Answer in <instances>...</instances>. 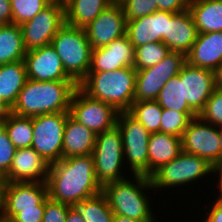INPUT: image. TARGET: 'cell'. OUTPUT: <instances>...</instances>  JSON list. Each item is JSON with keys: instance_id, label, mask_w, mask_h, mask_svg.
I'll list each match as a JSON object with an SVG mask.
<instances>
[{"instance_id": "27", "label": "cell", "mask_w": 222, "mask_h": 222, "mask_svg": "<svg viewBox=\"0 0 222 222\" xmlns=\"http://www.w3.org/2000/svg\"><path fill=\"white\" fill-rule=\"evenodd\" d=\"M112 3V0H66L65 23L85 28Z\"/></svg>"}, {"instance_id": "41", "label": "cell", "mask_w": 222, "mask_h": 222, "mask_svg": "<svg viewBox=\"0 0 222 222\" xmlns=\"http://www.w3.org/2000/svg\"><path fill=\"white\" fill-rule=\"evenodd\" d=\"M191 0H156L157 9L171 12V13H180L189 9Z\"/></svg>"}, {"instance_id": "1", "label": "cell", "mask_w": 222, "mask_h": 222, "mask_svg": "<svg viewBox=\"0 0 222 222\" xmlns=\"http://www.w3.org/2000/svg\"><path fill=\"white\" fill-rule=\"evenodd\" d=\"M48 197L56 202L76 206L102 193L96 180L92 154L64 158L49 165Z\"/></svg>"}, {"instance_id": "48", "label": "cell", "mask_w": 222, "mask_h": 222, "mask_svg": "<svg viewBox=\"0 0 222 222\" xmlns=\"http://www.w3.org/2000/svg\"><path fill=\"white\" fill-rule=\"evenodd\" d=\"M217 88L222 92V68L216 73Z\"/></svg>"}, {"instance_id": "38", "label": "cell", "mask_w": 222, "mask_h": 222, "mask_svg": "<svg viewBox=\"0 0 222 222\" xmlns=\"http://www.w3.org/2000/svg\"><path fill=\"white\" fill-rule=\"evenodd\" d=\"M17 148L9 139L5 128L0 126V174L4 177L10 168Z\"/></svg>"}, {"instance_id": "16", "label": "cell", "mask_w": 222, "mask_h": 222, "mask_svg": "<svg viewBox=\"0 0 222 222\" xmlns=\"http://www.w3.org/2000/svg\"><path fill=\"white\" fill-rule=\"evenodd\" d=\"M126 17L120 3L113 2L85 27L92 49L103 47L126 35Z\"/></svg>"}, {"instance_id": "47", "label": "cell", "mask_w": 222, "mask_h": 222, "mask_svg": "<svg viewBox=\"0 0 222 222\" xmlns=\"http://www.w3.org/2000/svg\"><path fill=\"white\" fill-rule=\"evenodd\" d=\"M215 173H217L219 175L218 177H220L218 179L219 184L216 183L218 185V188H219L218 192H220V193H218V195H217L218 197H217L216 200L222 201V164L214 167V173L213 174L215 175Z\"/></svg>"}, {"instance_id": "17", "label": "cell", "mask_w": 222, "mask_h": 222, "mask_svg": "<svg viewBox=\"0 0 222 222\" xmlns=\"http://www.w3.org/2000/svg\"><path fill=\"white\" fill-rule=\"evenodd\" d=\"M23 61L28 79L42 82L72 80L51 44L27 51Z\"/></svg>"}, {"instance_id": "52", "label": "cell", "mask_w": 222, "mask_h": 222, "mask_svg": "<svg viewBox=\"0 0 222 222\" xmlns=\"http://www.w3.org/2000/svg\"><path fill=\"white\" fill-rule=\"evenodd\" d=\"M122 0H112V2L120 3Z\"/></svg>"}, {"instance_id": "11", "label": "cell", "mask_w": 222, "mask_h": 222, "mask_svg": "<svg viewBox=\"0 0 222 222\" xmlns=\"http://www.w3.org/2000/svg\"><path fill=\"white\" fill-rule=\"evenodd\" d=\"M64 24V3L52 1L32 20L20 25L26 51L50 45L53 37Z\"/></svg>"}, {"instance_id": "40", "label": "cell", "mask_w": 222, "mask_h": 222, "mask_svg": "<svg viewBox=\"0 0 222 222\" xmlns=\"http://www.w3.org/2000/svg\"><path fill=\"white\" fill-rule=\"evenodd\" d=\"M45 210V199L37 206V209H19L8 222H42Z\"/></svg>"}, {"instance_id": "8", "label": "cell", "mask_w": 222, "mask_h": 222, "mask_svg": "<svg viewBox=\"0 0 222 222\" xmlns=\"http://www.w3.org/2000/svg\"><path fill=\"white\" fill-rule=\"evenodd\" d=\"M116 125L123 140L124 161L132 175L148 177V130L127 111L119 112Z\"/></svg>"}, {"instance_id": "13", "label": "cell", "mask_w": 222, "mask_h": 222, "mask_svg": "<svg viewBox=\"0 0 222 222\" xmlns=\"http://www.w3.org/2000/svg\"><path fill=\"white\" fill-rule=\"evenodd\" d=\"M219 127L193 118L181 136L182 151L197 155L211 165H221Z\"/></svg>"}, {"instance_id": "53", "label": "cell", "mask_w": 222, "mask_h": 222, "mask_svg": "<svg viewBox=\"0 0 222 222\" xmlns=\"http://www.w3.org/2000/svg\"><path fill=\"white\" fill-rule=\"evenodd\" d=\"M52 1H59V2H65L66 0H52Z\"/></svg>"}, {"instance_id": "35", "label": "cell", "mask_w": 222, "mask_h": 222, "mask_svg": "<svg viewBox=\"0 0 222 222\" xmlns=\"http://www.w3.org/2000/svg\"><path fill=\"white\" fill-rule=\"evenodd\" d=\"M51 2L52 0H10L12 23L20 26L32 20Z\"/></svg>"}, {"instance_id": "19", "label": "cell", "mask_w": 222, "mask_h": 222, "mask_svg": "<svg viewBox=\"0 0 222 222\" xmlns=\"http://www.w3.org/2000/svg\"><path fill=\"white\" fill-rule=\"evenodd\" d=\"M49 164L32 148L16 150L5 183L11 182H43L46 183Z\"/></svg>"}, {"instance_id": "37", "label": "cell", "mask_w": 222, "mask_h": 222, "mask_svg": "<svg viewBox=\"0 0 222 222\" xmlns=\"http://www.w3.org/2000/svg\"><path fill=\"white\" fill-rule=\"evenodd\" d=\"M126 20H134L146 15H151L157 11L156 0H122Z\"/></svg>"}, {"instance_id": "9", "label": "cell", "mask_w": 222, "mask_h": 222, "mask_svg": "<svg viewBox=\"0 0 222 222\" xmlns=\"http://www.w3.org/2000/svg\"><path fill=\"white\" fill-rule=\"evenodd\" d=\"M69 112H57L32 117L31 147L50 165L62 159L65 123Z\"/></svg>"}, {"instance_id": "54", "label": "cell", "mask_w": 222, "mask_h": 222, "mask_svg": "<svg viewBox=\"0 0 222 222\" xmlns=\"http://www.w3.org/2000/svg\"><path fill=\"white\" fill-rule=\"evenodd\" d=\"M0 222H5L4 219L0 216Z\"/></svg>"}, {"instance_id": "15", "label": "cell", "mask_w": 222, "mask_h": 222, "mask_svg": "<svg viewBox=\"0 0 222 222\" xmlns=\"http://www.w3.org/2000/svg\"><path fill=\"white\" fill-rule=\"evenodd\" d=\"M180 81H183V99L199 114L217 88L216 72L186 62L180 70Z\"/></svg>"}, {"instance_id": "51", "label": "cell", "mask_w": 222, "mask_h": 222, "mask_svg": "<svg viewBox=\"0 0 222 222\" xmlns=\"http://www.w3.org/2000/svg\"><path fill=\"white\" fill-rule=\"evenodd\" d=\"M0 182H5L4 177L0 174Z\"/></svg>"}, {"instance_id": "45", "label": "cell", "mask_w": 222, "mask_h": 222, "mask_svg": "<svg viewBox=\"0 0 222 222\" xmlns=\"http://www.w3.org/2000/svg\"><path fill=\"white\" fill-rule=\"evenodd\" d=\"M11 114V107H9L5 102L0 101V123L2 124L7 120Z\"/></svg>"}, {"instance_id": "36", "label": "cell", "mask_w": 222, "mask_h": 222, "mask_svg": "<svg viewBox=\"0 0 222 222\" xmlns=\"http://www.w3.org/2000/svg\"><path fill=\"white\" fill-rule=\"evenodd\" d=\"M198 116L205 122L222 127V92L216 88Z\"/></svg>"}, {"instance_id": "4", "label": "cell", "mask_w": 222, "mask_h": 222, "mask_svg": "<svg viewBox=\"0 0 222 222\" xmlns=\"http://www.w3.org/2000/svg\"><path fill=\"white\" fill-rule=\"evenodd\" d=\"M133 178L106 183L102 186V194L115 215L135 220L151 219L155 214L150 208V198L144 193L152 191L150 177L133 175Z\"/></svg>"}, {"instance_id": "14", "label": "cell", "mask_w": 222, "mask_h": 222, "mask_svg": "<svg viewBox=\"0 0 222 222\" xmlns=\"http://www.w3.org/2000/svg\"><path fill=\"white\" fill-rule=\"evenodd\" d=\"M47 196V184L43 182L4 183L0 216L8 222L19 209H37Z\"/></svg>"}, {"instance_id": "12", "label": "cell", "mask_w": 222, "mask_h": 222, "mask_svg": "<svg viewBox=\"0 0 222 222\" xmlns=\"http://www.w3.org/2000/svg\"><path fill=\"white\" fill-rule=\"evenodd\" d=\"M69 113L97 135L116 125L119 112L112 105L91 98L77 87L71 98Z\"/></svg>"}, {"instance_id": "20", "label": "cell", "mask_w": 222, "mask_h": 222, "mask_svg": "<svg viewBox=\"0 0 222 222\" xmlns=\"http://www.w3.org/2000/svg\"><path fill=\"white\" fill-rule=\"evenodd\" d=\"M175 13L157 10L134 20L126 21V35L134 48L150 42H163L166 38L167 21Z\"/></svg>"}, {"instance_id": "25", "label": "cell", "mask_w": 222, "mask_h": 222, "mask_svg": "<svg viewBox=\"0 0 222 222\" xmlns=\"http://www.w3.org/2000/svg\"><path fill=\"white\" fill-rule=\"evenodd\" d=\"M27 80L23 60L0 65V101L12 108Z\"/></svg>"}, {"instance_id": "22", "label": "cell", "mask_w": 222, "mask_h": 222, "mask_svg": "<svg viewBox=\"0 0 222 222\" xmlns=\"http://www.w3.org/2000/svg\"><path fill=\"white\" fill-rule=\"evenodd\" d=\"M198 32L189 9L175 13L167 21L166 38L163 43L170 51L187 55L195 43Z\"/></svg>"}, {"instance_id": "24", "label": "cell", "mask_w": 222, "mask_h": 222, "mask_svg": "<svg viewBox=\"0 0 222 222\" xmlns=\"http://www.w3.org/2000/svg\"><path fill=\"white\" fill-rule=\"evenodd\" d=\"M181 152L180 137L163 132L151 134L148 141V177Z\"/></svg>"}, {"instance_id": "28", "label": "cell", "mask_w": 222, "mask_h": 222, "mask_svg": "<svg viewBox=\"0 0 222 222\" xmlns=\"http://www.w3.org/2000/svg\"><path fill=\"white\" fill-rule=\"evenodd\" d=\"M26 52L20 26L0 25V65L23 60Z\"/></svg>"}, {"instance_id": "49", "label": "cell", "mask_w": 222, "mask_h": 222, "mask_svg": "<svg viewBox=\"0 0 222 222\" xmlns=\"http://www.w3.org/2000/svg\"><path fill=\"white\" fill-rule=\"evenodd\" d=\"M5 182H0V215H1V207H2V190Z\"/></svg>"}, {"instance_id": "7", "label": "cell", "mask_w": 222, "mask_h": 222, "mask_svg": "<svg viewBox=\"0 0 222 222\" xmlns=\"http://www.w3.org/2000/svg\"><path fill=\"white\" fill-rule=\"evenodd\" d=\"M214 173V166L193 154L181 152L175 159L161 166L151 176L153 190L186 186Z\"/></svg>"}, {"instance_id": "18", "label": "cell", "mask_w": 222, "mask_h": 222, "mask_svg": "<svg viewBox=\"0 0 222 222\" xmlns=\"http://www.w3.org/2000/svg\"><path fill=\"white\" fill-rule=\"evenodd\" d=\"M135 48L124 35L106 46L92 49L89 72H109L134 66Z\"/></svg>"}, {"instance_id": "30", "label": "cell", "mask_w": 222, "mask_h": 222, "mask_svg": "<svg viewBox=\"0 0 222 222\" xmlns=\"http://www.w3.org/2000/svg\"><path fill=\"white\" fill-rule=\"evenodd\" d=\"M1 125L17 149L31 147L33 140L32 117H23L11 113Z\"/></svg>"}, {"instance_id": "34", "label": "cell", "mask_w": 222, "mask_h": 222, "mask_svg": "<svg viewBox=\"0 0 222 222\" xmlns=\"http://www.w3.org/2000/svg\"><path fill=\"white\" fill-rule=\"evenodd\" d=\"M196 112H179L171 109H162L160 132L172 134L181 138L190 121L197 117Z\"/></svg>"}, {"instance_id": "46", "label": "cell", "mask_w": 222, "mask_h": 222, "mask_svg": "<svg viewBox=\"0 0 222 222\" xmlns=\"http://www.w3.org/2000/svg\"><path fill=\"white\" fill-rule=\"evenodd\" d=\"M154 218L156 217L153 216L151 219H148V220H135V219H131L128 217H123V216L114 214L113 222H157L156 219Z\"/></svg>"}, {"instance_id": "3", "label": "cell", "mask_w": 222, "mask_h": 222, "mask_svg": "<svg viewBox=\"0 0 222 222\" xmlns=\"http://www.w3.org/2000/svg\"><path fill=\"white\" fill-rule=\"evenodd\" d=\"M136 69L125 67L109 72H88L78 87L93 99L126 112L134 102Z\"/></svg>"}, {"instance_id": "44", "label": "cell", "mask_w": 222, "mask_h": 222, "mask_svg": "<svg viewBox=\"0 0 222 222\" xmlns=\"http://www.w3.org/2000/svg\"><path fill=\"white\" fill-rule=\"evenodd\" d=\"M65 222H85V221L83 220L79 210L75 206H72L69 208Z\"/></svg>"}, {"instance_id": "23", "label": "cell", "mask_w": 222, "mask_h": 222, "mask_svg": "<svg viewBox=\"0 0 222 222\" xmlns=\"http://www.w3.org/2000/svg\"><path fill=\"white\" fill-rule=\"evenodd\" d=\"M96 136L94 132L69 114L63 135L62 159L92 154Z\"/></svg>"}, {"instance_id": "50", "label": "cell", "mask_w": 222, "mask_h": 222, "mask_svg": "<svg viewBox=\"0 0 222 222\" xmlns=\"http://www.w3.org/2000/svg\"><path fill=\"white\" fill-rule=\"evenodd\" d=\"M220 147H221V164H222V127H219Z\"/></svg>"}, {"instance_id": "43", "label": "cell", "mask_w": 222, "mask_h": 222, "mask_svg": "<svg viewBox=\"0 0 222 222\" xmlns=\"http://www.w3.org/2000/svg\"><path fill=\"white\" fill-rule=\"evenodd\" d=\"M12 23L10 0H0V25Z\"/></svg>"}, {"instance_id": "10", "label": "cell", "mask_w": 222, "mask_h": 222, "mask_svg": "<svg viewBox=\"0 0 222 222\" xmlns=\"http://www.w3.org/2000/svg\"><path fill=\"white\" fill-rule=\"evenodd\" d=\"M186 62L184 53L170 51L156 66L137 70L134 102L156 100L165 83L178 75Z\"/></svg>"}, {"instance_id": "29", "label": "cell", "mask_w": 222, "mask_h": 222, "mask_svg": "<svg viewBox=\"0 0 222 222\" xmlns=\"http://www.w3.org/2000/svg\"><path fill=\"white\" fill-rule=\"evenodd\" d=\"M156 101L162 108L179 112H195L183 99V81H180V72L165 83Z\"/></svg>"}, {"instance_id": "39", "label": "cell", "mask_w": 222, "mask_h": 222, "mask_svg": "<svg viewBox=\"0 0 222 222\" xmlns=\"http://www.w3.org/2000/svg\"><path fill=\"white\" fill-rule=\"evenodd\" d=\"M71 206L45 198V210L42 222H65Z\"/></svg>"}, {"instance_id": "6", "label": "cell", "mask_w": 222, "mask_h": 222, "mask_svg": "<svg viewBox=\"0 0 222 222\" xmlns=\"http://www.w3.org/2000/svg\"><path fill=\"white\" fill-rule=\"evenodd\" d=\"M92 156L96 180L101 186L127 178L121 172L126 163L123 161L122 134L117 125L103 133L97 134Z\"/></svg>"}, {"instance_id": "5", "label": "cell", "mask_w": 222, "mask_h": 222, "mask_svg": "<svg viewBox=\"0 0 222 222\" xmlns=\"http://www.w3.org/2000/svg\"><path fill=\"white\" fill-rule=\"evenodd\" d=\"M51 45L61 59L66 74L78 85L91 66L92 46L85 28L65 23L53 37Z\"/></svg>"}, {"instance_id": "42", "label": "cell", "mask_w": 222, "mask_h": 222, "mask_svg": "<svg viewBox=\"0 0 222 222\" xmlns=\"http://www.w3.org/2000/svg\"><path fill=\"white\" fill-rule=\"evenodd\" d=\"M213 205L210 204L211 210L206 212V218L202 220V222H222V201L214 200L212 202Z\"/></svg>"}, {"instance_id": "26", "label": "cell", "mask_w": 222, "mask_h": 222, "mask_svg": "<svg viewBox=\"0 0 222 222\" xmlns=\"http://www.w3.org/2000/svg\"><path fill=\"white\" fill-rule=\"evenodd\" d=\"M189 10L198 34L222 31V0H191Z\"/></svg>"}, {"instance_id": "31", "label": "cell", "mask_w": 222, "mask_h": 222, "mask_svg": "<svg viewBox=\"0 0 222 222\" xmlns=\"http://www.w3.org/2000/svg\"><path fill=\"white\" fill-rule=\"evenodd\" d=\"M162 109L156 100H151L133 102L127 112L153 134L160 132Z\"/></svg>"}, {"instance_id": "32", "label": "cell", "mask_w": 222, "mask_h": 222, "mask_svg": "<svg viewBox=\"0 0 222 222\" xmlns=\"http://www.w3.org/2000/svg\"><path fill=\"white\" fill-rule=\"evenodd\" d=\"M75 207L85 222H113L114 213L102 193L83 200Z\"/></svg>"}, {"instance_id": "21", "label": "cell", "mask_w": 222, "mask_h": 222, "mask_svg": "<svg viewBox=\"0 0 222 222\" xmlns=\"http://www.w3.org/2000/svg\"><path fill=\"white\" fill-rule=\"evenodd\" d=\"M186 59L193 66L217 73L222 68V31L198 34Z\"/></svg>"}, {"instance_id": "33", "label": "cell", "mask_w": 222, "mask_h": 222, "mask_svg": "<svg viewBox=\"0 0 222 222\" xmlns=\"http://www.w3.org/2000/svg\"><path fill=\"white\" fill-rule=\"evenodd\" d=\"M170 49L163 42H150L135 48L134 68L136 70L156 66L168 54Z\"/></svg>"}, {"instance_id": "2", "label": "cell", "mask_w": 222, "mask_h": 222, "mask_svg": "<svg viewBox=\"0 0 222 222\" xmlns=\"http://www.w3.org/2000/svg\"><path fill=\"white\" fill-rule=\"evenodd\" d=\"M78 85L73 80L35 81L28 79L19 92L11 113L34 117L69 112L72 95Z\"/></svg>"}]
</instances>
